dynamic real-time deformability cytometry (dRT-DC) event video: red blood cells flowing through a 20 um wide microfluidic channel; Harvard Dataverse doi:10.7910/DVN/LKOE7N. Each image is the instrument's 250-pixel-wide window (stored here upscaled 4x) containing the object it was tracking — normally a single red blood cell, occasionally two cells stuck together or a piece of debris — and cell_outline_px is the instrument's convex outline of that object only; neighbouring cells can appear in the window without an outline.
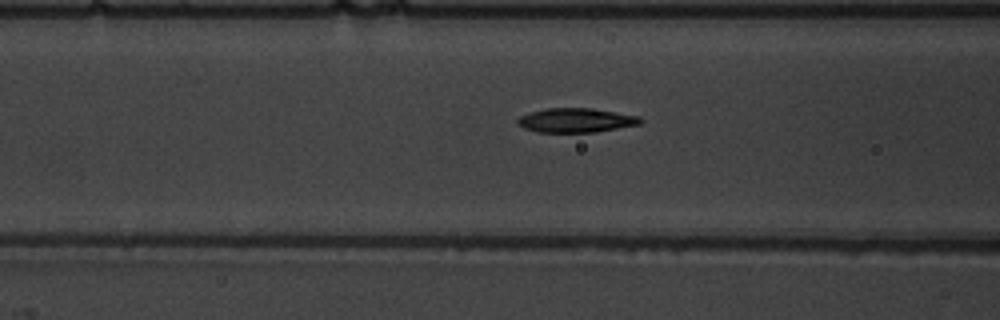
{"species": "common noctule bat (a hibernating species)", "species_latin": "Nyctalus noctula", "temperature_condition": "warm", "stored_images_in_passage": 46, "camera_frame_rate_fps": 3000, "um_per_image_px": 0.085, "animal": {"sex": "male", "body_mass_g": 19.5, "forearm_length_mm": 54.6}, "frame": {"image": 1, "passage_image": 14, "time_ms": 4.333, "image_size_px": [1000, 320], "cell_outline_px": [[644, 120], [640, 124], [596, 132], [536, 132], [524, 128], [516, 124], [516, 120], [520, 116], [544, 108], [592, 108], [640, 116]], "centroid_in_image_um": [48.96, 10.22], "position_along_channel_um": 117.6, "area_um2": 17.46}}
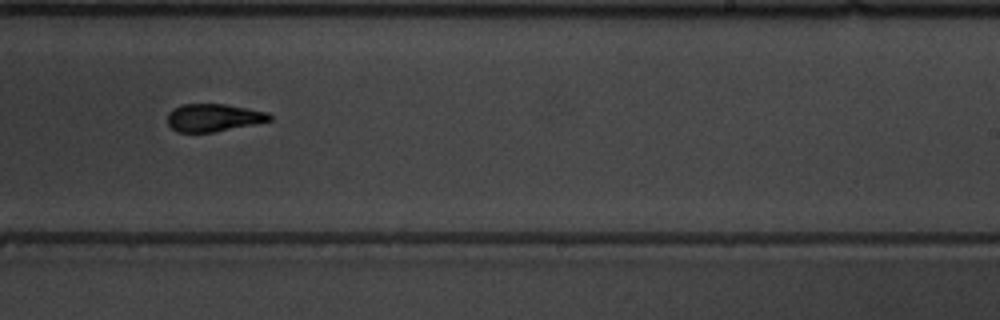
{"frame": {"image": 2, "passage_image": 26, "time_ms": 8.333, "image_size_px": [1000, 320], "cell_outline_px": [[272, 120], [212, 132], [176, 132], [168, 124], [168, 112], [172, 108], [180, 104], [224, 104], [268, 112], [272, 116]], "centroid_in_image_um": [18.1, 9.99], "position_along_channel_um": 270.9, "area_um2": 16.36}}
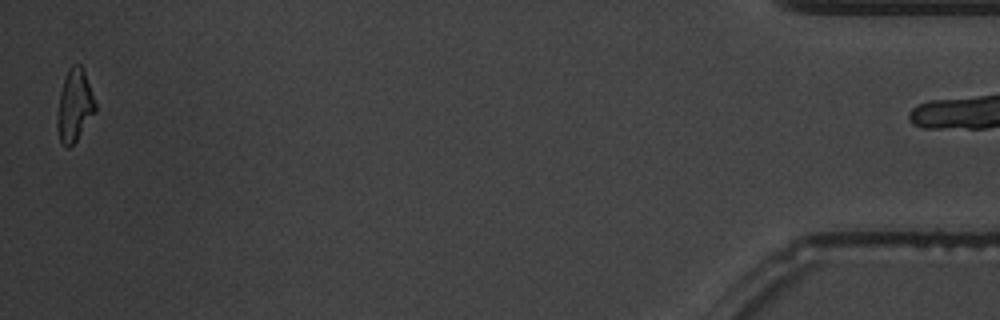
{"frame": {"image": 3, "passage_image": 45, "time_ms": 14.667, "image_size_px": [1000, 320], "cell_outline_px": [[96, 112], [76, 140], [68, 148], [64, 148], [60, 140], [56, 128], [56, 116], [60, 92], [68, 68], [72, 64], [80, 64], [84, 68], [96, 104]], "centroid_in_image_um": [6.33, 8.97], "position_along_channel_um": 428.9, "area_um2": 16.24}}